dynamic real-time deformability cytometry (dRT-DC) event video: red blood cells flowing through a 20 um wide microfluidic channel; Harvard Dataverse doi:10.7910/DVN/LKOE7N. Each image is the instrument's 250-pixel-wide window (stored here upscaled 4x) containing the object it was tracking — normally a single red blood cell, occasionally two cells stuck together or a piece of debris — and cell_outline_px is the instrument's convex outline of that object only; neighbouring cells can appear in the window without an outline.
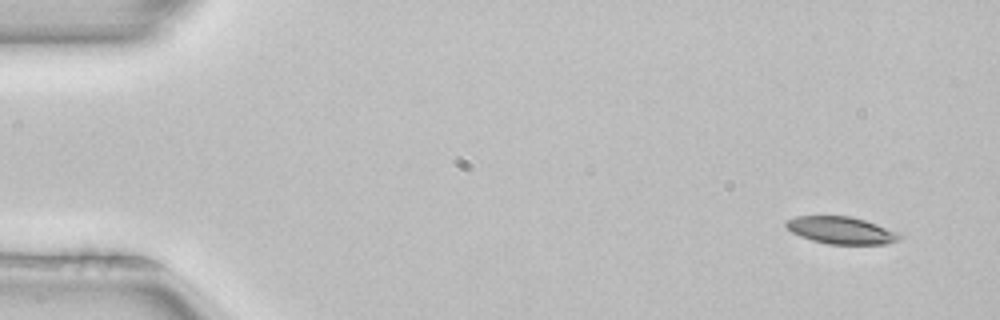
{"species": "common noctule bat (a hibernating species)", "species_latin": "Nyctalus noctula", "temperature_condition": "room temperature", "stored_images_in_passage": 4, "camera_frame_rate_fps": 3000, "um_per_image_px": 0.085, "animal": {"sex": "female", "body_mass_g": 22.7, "forearm_length_mm": 54.2}, "frame": {"image": 1, "passage_image": 1, "time_ms": 0.0, "image_size_px": [1000, 320], "cell_outline_px": [[904, 236], [900, 240], [884, 244], [828, 244], [812, 240], [800, 236], [792, 232], [784, 224], [784, 220], [796, 216], [848, 216], [864, 220], [900, 232]], "centroid_in_image_um": [71.52, 19.58], "position_along_channel_um": 13.5, "area_um2": 18.09}}
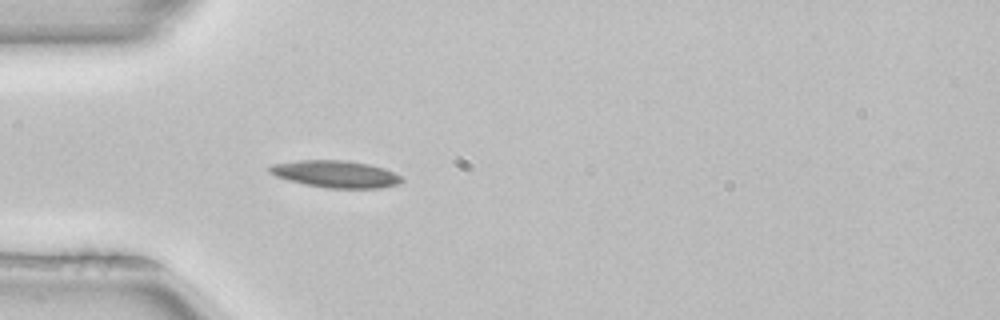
{"frame": {"image": 2, "passage_image": 4, "time_ms": 1.0, "image_size_px": [1000, 320], "cell_outline_px": [[404, 180], [400, 184], [380, 188], [328, 188], [304, 184], [276, 176], [268, 172], [268, 168], [272, 164], [296, 160], [344, 160], [368, 164], [384, 168], [400, 176]], "centroid_in_image_um": [28.52, 14.79], "position_along_channel_um": 56.5, "area_um2": 20.81}}